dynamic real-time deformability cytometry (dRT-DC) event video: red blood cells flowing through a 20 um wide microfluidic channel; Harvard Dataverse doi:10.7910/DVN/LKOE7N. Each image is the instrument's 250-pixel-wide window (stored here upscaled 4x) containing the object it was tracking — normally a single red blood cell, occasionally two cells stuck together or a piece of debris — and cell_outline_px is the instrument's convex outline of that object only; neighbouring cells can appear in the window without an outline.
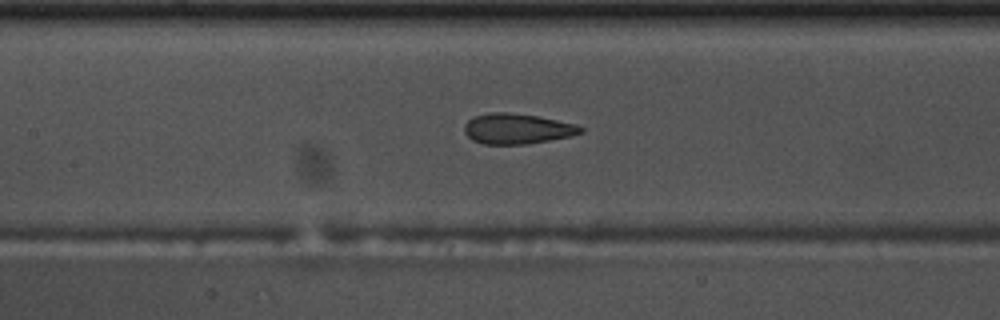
{"species": "common noctule bat (a hibernating species)", "species_latin": "Nyctalus noctula", "temperature_condition": "warm", "stored_images_in_passage": 54, "camera_frame_rate_fps": 3000, "um_per_image_px": 0.085, "animal": {"sex": "male", "body_mass_g": 17.5, "forearm_length_mm": 52.3}, "frame": {"image": 1, "passage_image": 24, "time_ms": 7.667, "image_size_px": [1000, 320], "cell_outline_px": [[584, 132], [568, 136], [528, 144], [484, 144], [472, 140], [464, 132], [464, 124], [472, 116], [488, 112], [508, 112], [536, 116], [576, 124], [584, 128]], "centroid_in_image_um": [43.91, 10.93], "position_along_channel_um": 163.5, "area_um2": 20.58}}
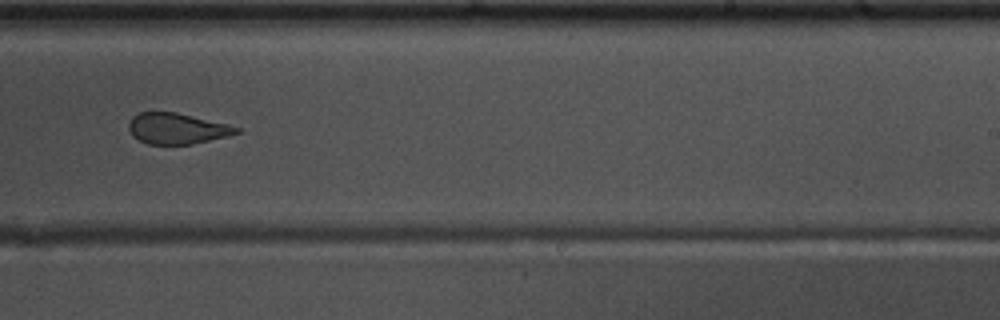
{"frame": {"image": 2, "passage_image": 33, "time_ms": 10.667, "image_size_px": [1000, 320], "cell_outline_px": [[240, 132], [228, 136], [192, 144], [148, 144], [132, 136], [128, 128], [128, 124], [132, 116], [140, 112], [176, 112], [228, 124], [240, 128]], "centroid_in_image_um": [15.03, 10.92], "position_along_channel_um": 274.0, "area_um2": 19.36}}
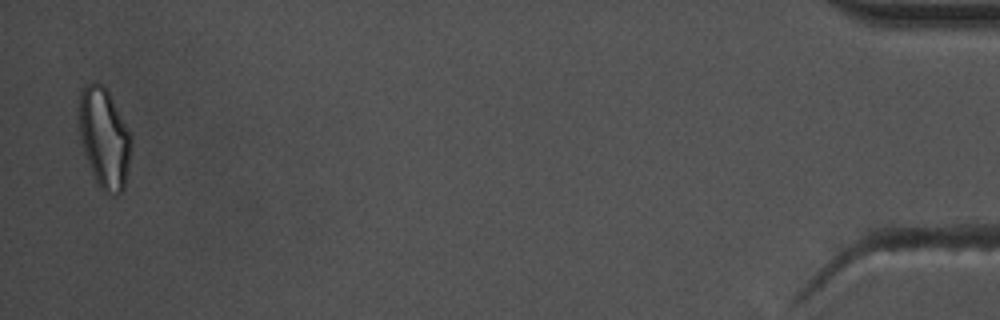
{"frame": {"image": 3, "passage_image": 53, "time_ms": 17.333, "image_size_px": [1000, 320], "cell_outline_px": [[132, 140], [124, 188], [116, 196], [108, 196], [100, 188], [92, 172], [84, 152], [80, 140], [76, 112], [76, 100], [80, 88], [84, 84], [92, 80], [96, 80], [104, 84], [132, 136]], "centroid_in_image_um": [8.79, 11.64], "position_along_channel_um": 426.4, "area_um2": 31.39}, "authors_computed_cell_mechanics": {"area_um2": 22.3108, "velocity_mm_per_s": 3.7009, "shape_relaxation_time_tau1_ms": null, "shape_relaxation_time_tau2_ms": 1.3095, "deformation_change_tau1": null, "deformation_change_tau2": 0.0755}}